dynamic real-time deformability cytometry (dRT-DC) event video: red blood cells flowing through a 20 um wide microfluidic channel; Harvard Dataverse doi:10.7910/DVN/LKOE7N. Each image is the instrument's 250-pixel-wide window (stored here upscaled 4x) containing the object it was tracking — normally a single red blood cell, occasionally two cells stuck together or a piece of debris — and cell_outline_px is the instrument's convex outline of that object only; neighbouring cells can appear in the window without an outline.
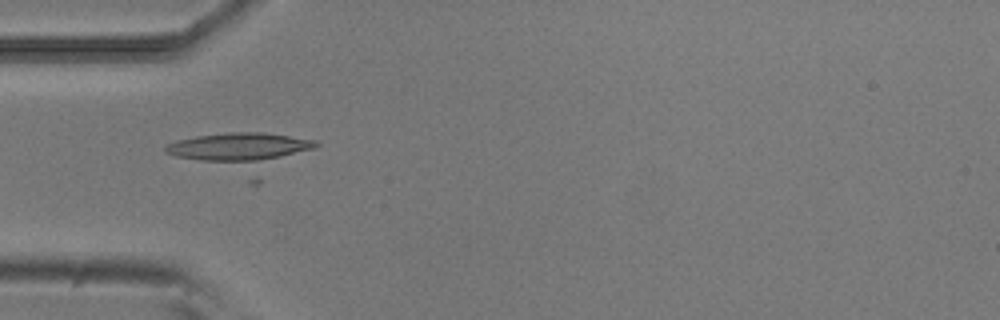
{"species": "common noctule bat (a hibernating species)", "species_latin": "Nyctalus noctula", "temperature_condition": "room temperature", "stored_images_in_passage": 34, "camera_frame_rate_fps": 3000, "um_per_image_px": 0.085, "animal": {"sex": "male", "body_mass_g": 20.5, "forearm_length_mm": 52.5}, "frame": {"image": 1, "passage_image": 3, "time_ms": 0.667, "image_size_px": [1000, 320], "cell_outline_px": [[320, 144], [316, 148], [248, 164], [200, 160], [176, 156], [164, 152], [164, 148], [168, 144], [176, 140], [196, 136], [228, 132], [264, 132], [316, 140]], "centroid_in_image_um": [20.32, 12.49], "position_along_channel_um": 64.7, "area_um2": 24.91}}
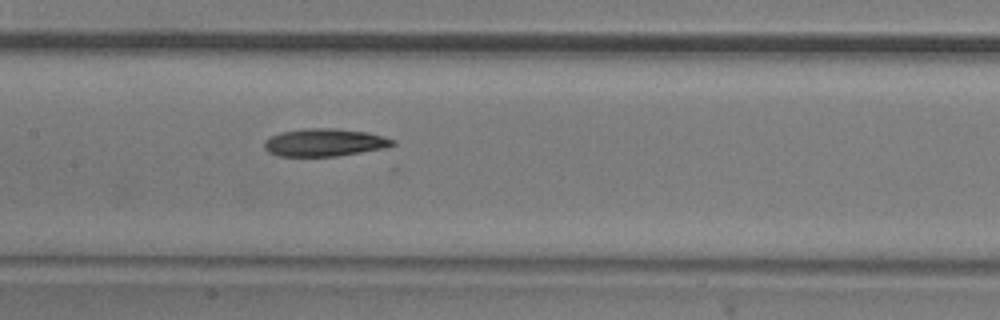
{"frame": {"image": 2, "passage_image": 12, "time_ms": 3.667, "image_size_px": [1000, 320], "cell_outline_px": [[396, 144], [384, 148], [336, 156], [280, 156], [268, 152], [264, 148], [264, 140], [280, 132], [304, 128], [336, 128], [368, 132], [384, 136], [396, 140]], "centroid_in_image_um": [27.59, 12.1], "position_along_channel_um": 179.8, "area_um2": 20.81}}
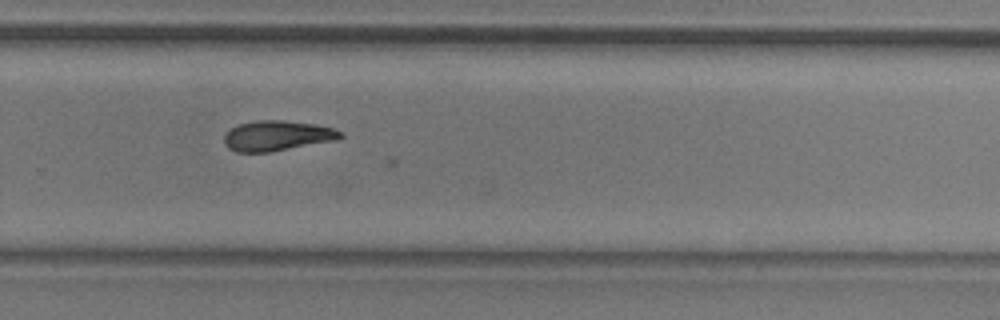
{"frame": {"image": 3, "passage_image": 22, "time_ms": 7.0, "image_size_px": [1000, 320], "cell_outline_px": [[344, 136], [340, 140], [268, 152], [236, 152], [228, 148], [224, 144], [224, 136], [232, 128], [240, 124], [256, 120], [284, 120], [316, 124], [332, 128], [344, 132]], "centroid_in_image_um": [23.61, 11.54], "position_along_channel_um": 306.2, "area_um2": 20.63}}